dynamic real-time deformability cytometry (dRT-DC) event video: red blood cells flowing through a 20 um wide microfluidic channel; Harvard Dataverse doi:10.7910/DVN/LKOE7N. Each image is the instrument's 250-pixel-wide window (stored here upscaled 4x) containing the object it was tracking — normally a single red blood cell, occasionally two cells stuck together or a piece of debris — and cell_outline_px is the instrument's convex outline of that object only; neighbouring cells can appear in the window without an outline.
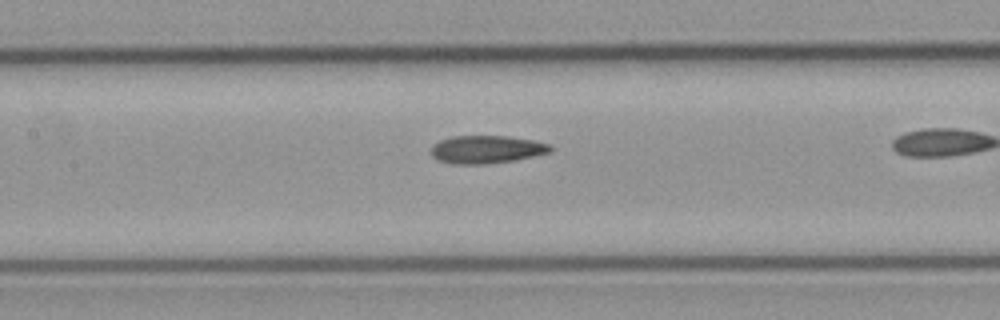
{"species": "common noctule bat (a hibernating species)", "species_latin": "Nyctalus noctula", "temperature_condition": "cold", "stored_images_in_passage": 40, "camera_frame_rate_fps": 3000, "um_per_image_px": 0.085, "animal": {"sex": "male", "body_mass_g": 23.1, "forearm_length_mm": 52.7}, "frame": {"image": 1, "passage_image": 23, "time_ms": 7.333, "image_size_px": [1000, 320], "cell_outline_px": [[552, 152], [516, 160], [484, 164], [452, 164], [440, 160], [432, 156], [432, 144], [440, 140], [452, 136], [504, 136], [532, 140], [552, 144]], "centroid_in_image_um": [41.38, 12.7], "position_along_channel_um": 166.0, "area_um2": 19.42}}
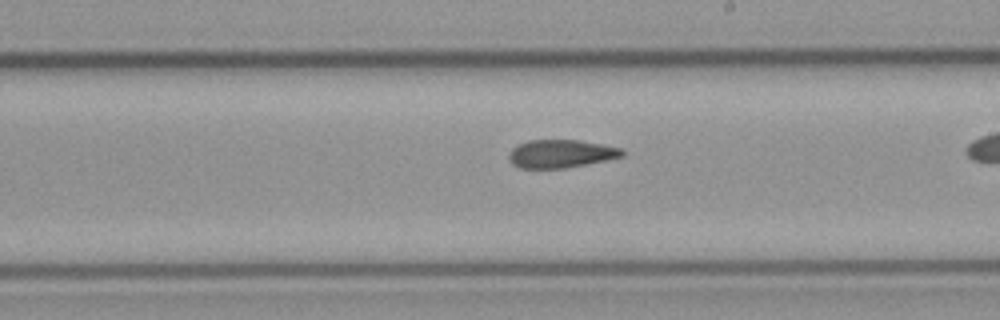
{"frame": {"image": 2, "passage_image": 29, "time_ms": 9.333, "image_size_px": [1000, 320], "cell_outline_px": [[624, 156], [564, 168], [520, 168], [512, 164], [508, 156], [512, 148], [516, 144], [528, 140], [580, 140], [624, 148]], "centroid_in_image_um": [47.66, 13.05], "position_along_channel_um": 241.3, "area_um2": 18.55}}